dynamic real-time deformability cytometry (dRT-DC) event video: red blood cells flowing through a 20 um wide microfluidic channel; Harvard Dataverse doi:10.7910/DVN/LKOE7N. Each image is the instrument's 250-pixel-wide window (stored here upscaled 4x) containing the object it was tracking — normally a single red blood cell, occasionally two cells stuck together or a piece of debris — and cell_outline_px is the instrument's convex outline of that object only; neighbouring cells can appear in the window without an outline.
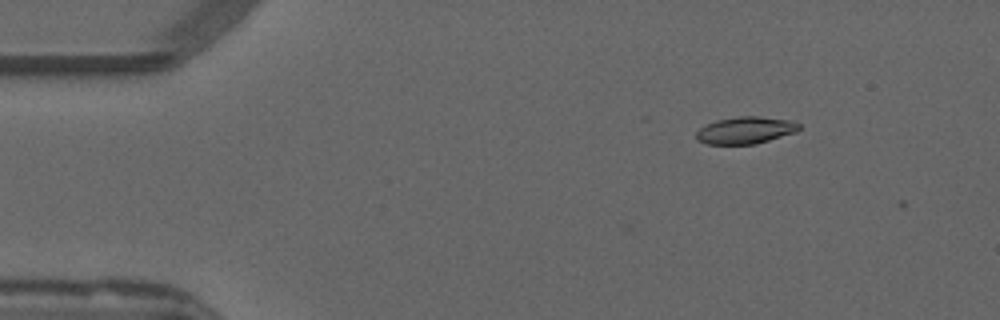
{"species": "common noctule bat (a hibernating species)", "species_latin": "Nyctalus noctula", "temperature_condition": "warm", "stored_images_in_passage": 4, "camera_frame_rate_fps": 3000, "um_per_image_px": 0.085, "animal": {"sex": "male", "forearm_length_mm": 52.5}, "frame": {"image": 1, "passage_image": 2, "time_ms": 0.333, "image_size_px": [1000, 320], "cell_outline_px": [[800, 128], [796, 132], [756, 144], [708, 144], [696, 140], [696, 132], [704, 124], [716, 120], [740, 116], [760, 116], [792, 120], [800, 124]], "centroid_in_image_um": [63.36, 11.06], "position_along_channel_um": 21.6, "area_um2": 16.36}}